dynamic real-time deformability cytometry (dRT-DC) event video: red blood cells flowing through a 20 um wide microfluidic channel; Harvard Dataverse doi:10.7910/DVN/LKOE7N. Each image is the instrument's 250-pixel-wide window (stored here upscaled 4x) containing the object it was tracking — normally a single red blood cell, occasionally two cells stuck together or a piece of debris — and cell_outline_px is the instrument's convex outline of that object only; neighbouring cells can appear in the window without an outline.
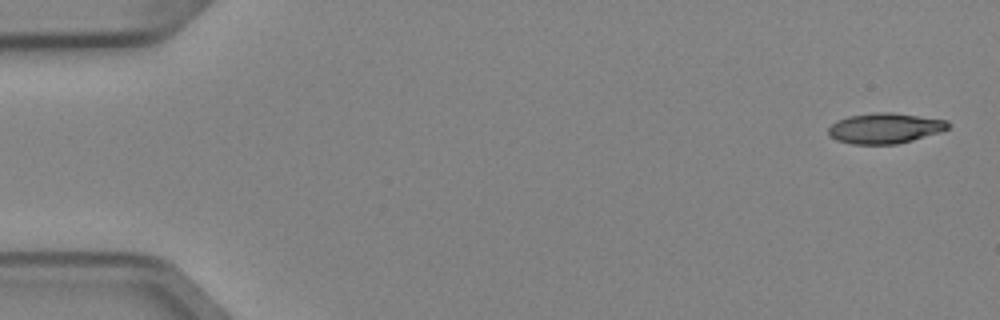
{"species": "Egyptian fruit bat (a non-hibernating species)", "species_latin": "Rousettus aegyptiacus", "temperature_condition": "cold", "stored_images_in_passage": 4, "camera_frame_rate_fps": 3000, "um_per_image_px": 0.085, "animal": {"sex": "female"}, "frame": {"image": 1, "passage_image": 1, "time_ms": 0.0, "image_size_px": [1000, 320], "cell_outline_px": [[952, 124], [948, 128], [940, 132], [912, 140], [896, 144], [852, 144], [836, 140], [828, 136], [828, 128], [836, 120], [848, 116], [876, 112], [892, 112], [948, 120]], "centroid_in_image_um": [75.21, 10.89], "position_along_channel_um": 9.8, "area_um2": 21.39}}
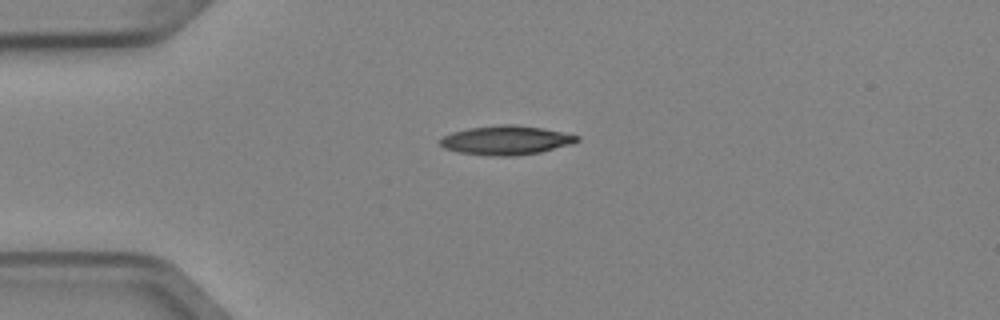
{"frame": {"image": 2, "passage_image": 4, "time_ms": 1.0, "image_size_px": [1000, 320], "cell_outline_px": [[580, 140], [572, 144], [540, 152], [516, 156], [488, 156], [456, 152], [444, 148], [440, 144], [440, 140], [444, 136], [452, 132], [468, 128], [500, 124], [512, 124], [540, 128], [580, 136]], "centroid_in_image_um": [42.99, 11.93], "position_along_channel_um": 42.0, "area_um2": 23.24}}